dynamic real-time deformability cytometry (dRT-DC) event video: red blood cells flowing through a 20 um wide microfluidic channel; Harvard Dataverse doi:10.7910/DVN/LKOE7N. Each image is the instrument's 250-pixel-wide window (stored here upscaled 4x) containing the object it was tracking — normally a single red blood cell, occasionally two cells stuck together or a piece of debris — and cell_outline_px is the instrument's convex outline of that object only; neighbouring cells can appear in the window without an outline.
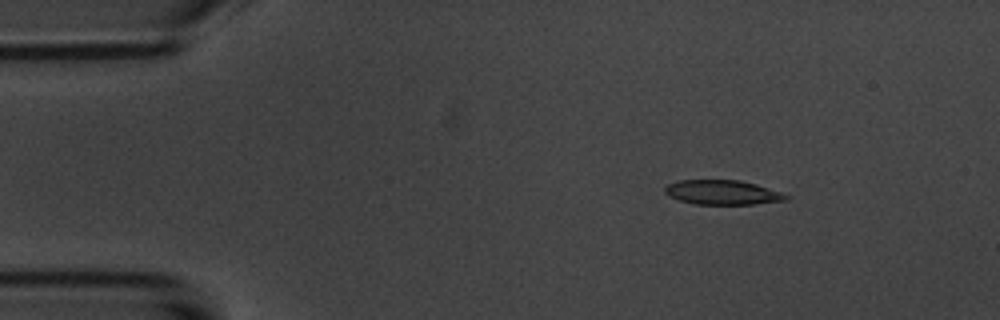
{"species": "common noctule bat (a hibernating species)", "species_latin": "Nyctalus noctula", "temperature_condition": "room temperature", "stored_images_in_passage": 7, "camera_frame_rate_fps": 3000, "um_per_image_px": 0.085, "animal": {"sex": "male", "body_mass_g": 20.1, "forearm_length_mm": 53.5}, "frame": {"image": 1, "passage_image": 3, "time_ms": 2.333, "image_size_px": [1000, 320], "cell_outline_px": [[792, 196], [788, 200], [756, 204], [696, 204], [680, 200], [664, 192], [664, 188], [668, 184], [680, 180], [740, 180], [756, 184]], "centroid_in_image_um": [61.46, 16.35], "position_along_channel_um": 23.5, "area_um2": 17.22}}
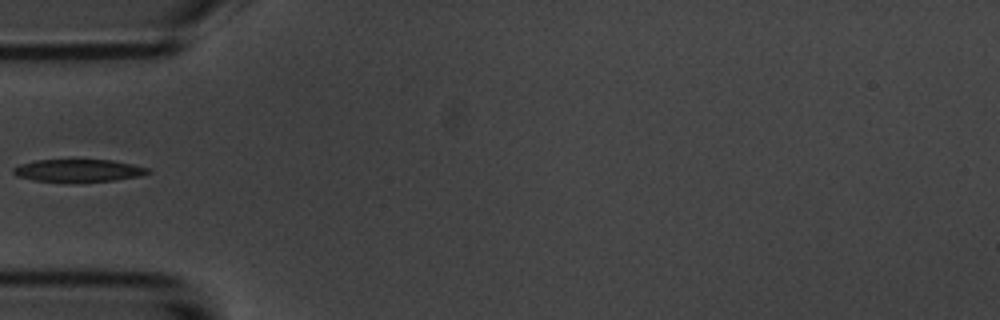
{"frame": {"image": 2, "passage_image": 6, "time_ms": 5.667, "image_size_px": [1000, 320], "cell_outline_px": [[152, 172], [140, 176], [112, 180], [36, 180], [16, 176], [12, 172], [12, 168], [36, 160], [112, 160], [132, 164], [148, 168]], "centroid_in_image_um": [6.7, 14.47], "position_along_channel_um": 78.3, "area_um2": 16.88}}